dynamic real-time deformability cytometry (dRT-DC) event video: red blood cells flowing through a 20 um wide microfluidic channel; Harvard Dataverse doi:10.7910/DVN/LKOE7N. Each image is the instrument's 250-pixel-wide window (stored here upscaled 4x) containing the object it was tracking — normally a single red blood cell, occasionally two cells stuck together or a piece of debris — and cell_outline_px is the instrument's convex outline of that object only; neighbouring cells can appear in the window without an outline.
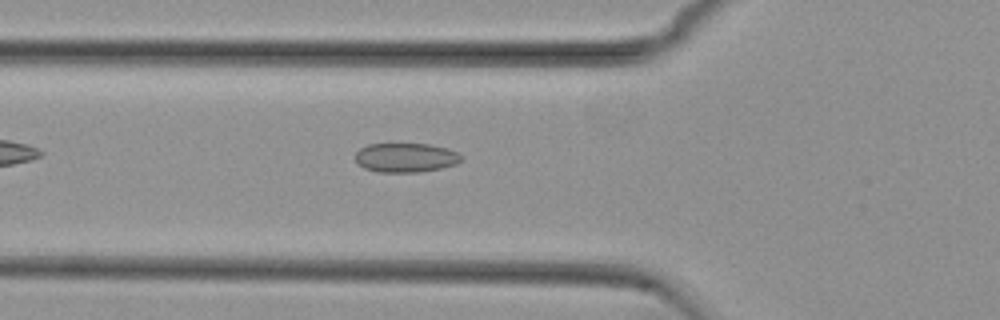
{"species": "common noctule bat (a hibernating species)", "species_latin": "Nyctalus noctula", "temperature_condition": "cold", "stored_images_in_passage": 38, "camera_frame_rate_fps": 3000, "um_per_image_px": 0.085, "animal": {"sex": "female", "body_mass_g": 29.2, "forearm_length_mm": 56.3}, "frame": {"image": 1, "passage_image": 3, "time_ms": 0.667, "image_size_px": [1000, 320], "cell_outline_px": [[464, 160], [456, 164], [440, 168], [420, 172], [376, 172], [364, 168], [352, 156], [360, 148], [368, 144], [428, 144], [448, 148], [464, 156]], "centroid_in_image_um": [34.49, 13.4], "position_along_channel_um": 91.3, "area_um2": 18.26}}
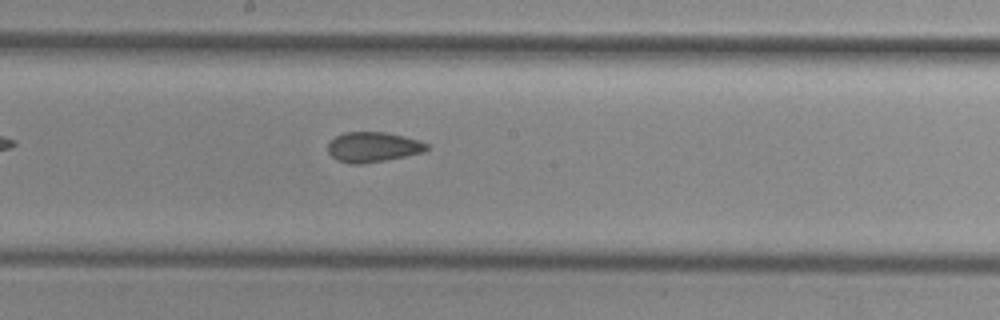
{"frame": {"image": 2, "passage_image": 13, "time_ms": 4.0, "image_size_px": [1000, 320], "cell_outline_px": [[428, 148], [424, 152], [364, 164], [348, 164], [336, 160], [328, 152], [328, 144], [336, 136], [344, 132], [384, 132], [404, 136], [420, 140], [428, 144]], "centroid_in_image_um": [31.69, 12.5], "position_along_channel_um": 216.5, "area_um2": 17.34}}
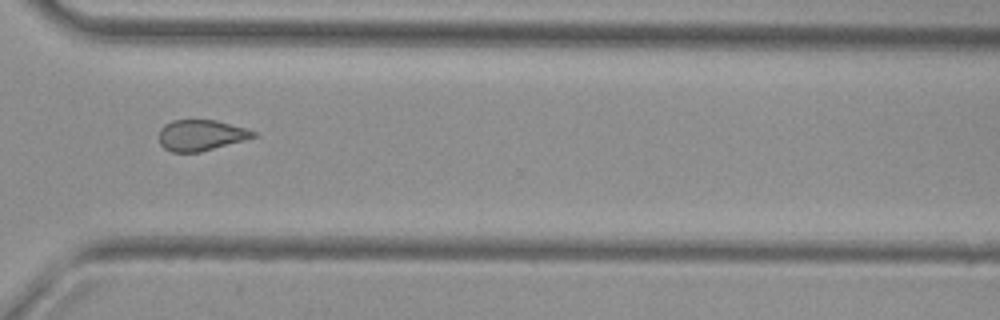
{"frame": {"image": 3, "passage_image": 24, "time_ms": 7.667, "image_size_px": [1000, 320], "cell_outline_px": [[256, 136], [244, 140], [200, 152], [172, 152], [164, 148], [160, 144], [160, 128], [164, 124], [172, 120], [216, 120], [244, 128], [256, 132]], "centroid_in_image_um": [17.05, 11.49], "position_along_channel_um": 353.6, "area_um2": 16.82}, "authors_computed_cell_mechanics": {"area_um2": 17.6868, "velocity_mm_per_s": 3.7386, "shape_relaxation_time_tau1_ms": null, "shape_relaxation_time_tau2_ms": 3.665, "deformation_change_tau1": null, "deformation_change_tau2": 0.0919}}